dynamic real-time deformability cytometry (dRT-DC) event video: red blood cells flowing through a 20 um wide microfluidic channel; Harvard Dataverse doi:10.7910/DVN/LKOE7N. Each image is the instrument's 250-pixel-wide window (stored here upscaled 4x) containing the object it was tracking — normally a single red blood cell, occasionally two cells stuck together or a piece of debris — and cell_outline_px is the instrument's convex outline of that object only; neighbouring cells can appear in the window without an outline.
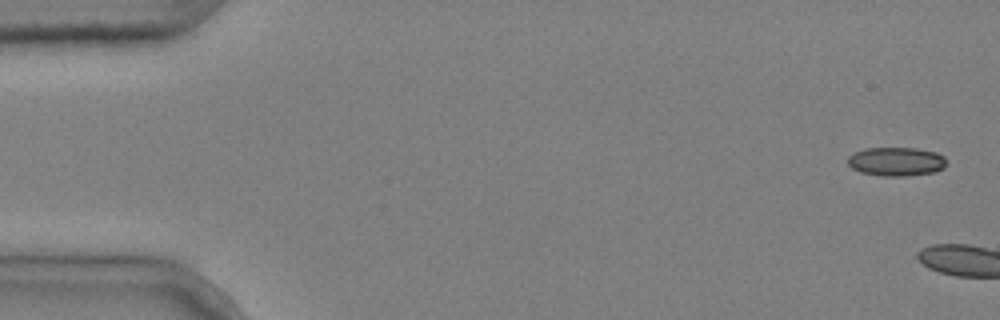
{"species": "common noctule bat (a hibernating species)", "species_latin": "Nyctalus noctula", "temperature_condition": "cold", "stored_images_in_passage": 6, "segment_of_instrument_passage": [2, 2], "camera_frame_rate_fps": 3000, "um_per_image_px": 0.085, "animal": {"sex": "male", "body_mass_g": 20.4}, "frame": {"image": 1, "passage_image": 6, "time_ms": 1.667, "image_size_px": [1000, 320], "cell_outline_px": [[944, 168], [932, 172], [908, 176], [884, 176], [860, 172], [852, 168], [848, 164], [848, 156], [852, 152], [864, 148], [916, 148], [936, 152], [944, 156]], "centroid_in_image_um": [76.13, 13.72], "position_along_channel_um": 8.9, "area_um2": 16.59}}